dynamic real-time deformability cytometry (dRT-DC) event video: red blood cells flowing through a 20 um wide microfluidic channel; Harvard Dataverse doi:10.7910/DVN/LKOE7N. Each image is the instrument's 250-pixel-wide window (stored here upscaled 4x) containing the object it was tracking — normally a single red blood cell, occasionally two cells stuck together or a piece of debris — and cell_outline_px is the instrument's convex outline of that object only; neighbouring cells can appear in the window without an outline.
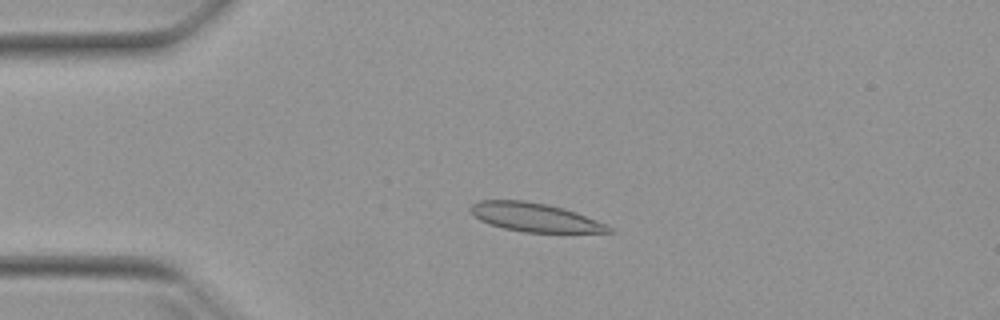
{"species": "Egyptian fruit bat (a non-hibernating species)", "species_latin": "Rousettus aegyptiacus", "temperature_condition": "warm", "stored_images_in_passage": 15, "camera_frame_rate_fps": 3000, "um_per_image_px": 0.085, "animal": {"sex": "female"}, "frame": {"image": 1, "passage_image": 12, "time_ms": 3.667, "image_size_px": [1000, 320], "cell_outline_px": [[616, 232], [524, 232], [504, 228], [488, 224], [480, 220], [468, 208], [472, 204], [480, 200], [524, 200], [548, 204], [564, 208], [576, 212], [608, 224]], "centroid_in_image_um": [45.48, 18.46], "position_along_channel_um": 39.5, "area_um2": 23.12}}